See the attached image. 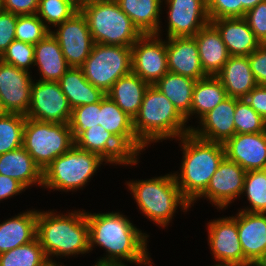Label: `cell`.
<instances>
[{"mask_svg":"<svg viewBox=\"0 0 266 266\" xmlns=\"http://www.w3.org/2000/svg\"><path fill=\"white\" fill-rule=\"evenodd\" d=\"M79 149L100 155L107 164H122L123 166L139 163L137 159L112 133L102 125L88 128L76 140Z\"/></svg>","mask_w":266,"mask_h":266,"instance_id":"cell-17","label":"cell"},{"mask_svg":"<svg viewBox=\"0 0 266 266\" xmlns=\"http://www.w3.org/2000/svg\"><path fill=\"white\" fill-rule=\"evenodd\" d=\"M246 173L239 164L225 157L212 175L206 190L197 199L205 197L217 209H226L228 204L241 197Z\"/></svg>","mask_w":266,"mask_h":266,"instance_id":"cell-16","label":"cell"},{"mask_svg":"<svg viewBox=\"0 0 266 266\" xmlns=\"http://www.w3.org/2000/svg\"><path fill=\"white\" fill-rule=\"evenodd\" d=\"M223 145L225 157L246 172L266 169V131L235 134Z\"/></svg>","mask_w":266,"mask_h":266,"instance_id":"cell-18","label":"cell"},{"mask_svg":"<svg viewBox=\"0 0 266 266\" xmlns=\"http://www.w3.org/2000/svg\"><path fill=\"white\" fill-rule=\"evenodd\" d=\"M109 266H127V265H125V263H124V264H112V265H109Z\"/></svg>","mask_w":266,"mask_h":266,"instance_id":"cell-56","label":"cell"},{"mask_svg":"<svg viewBox=\"0 0 266 266\" xmlns=\"http://www.w3.org/2000/svg\"><path fill=\"white\" fill-rule=\"evenodd\" d=\"M251 71L260 86H266V44H261L249 56Z\"/></svg>","mask_w":266,"mask_h":266,"instance_id":"cell-45","label":"cell"},{"mask_svg":"<svg viewBox=\"0 0 266 266\" xmlns=\"http://www.w3.org/2000/svg\"><path fill=\"white\" fill-rule=\"evenodd\" d=\"M210 23L218 30L230 56H249L261 45L244 17L220 18Z\"/></svg>","mask_w":266,"mask_h":266,"instance_id":"cell-23","label":"cell"},{"mask_svg":"<svg viewBox=\"0 0 266 266\" xmlns=\"http://www.w3.org/2000/svg\"><path fill=\"white\" fill-rule=\"evenodd\" d=\"M72 108L59 82L35 80L27 118L42 122L69 124Z\"/></svg>","mask_w":266,"mask_h":266,"instance_id":"cell-10","label":"cell"},{"mask_svg":"<svg viewBox=\"0 0 266 266\" xmlns=\"http://www.w3.org/2000/svg\"><path fill=\"white\" fill-rule=\"evenodd\" d=\"M194 38L204 73L215 76L230 57L218 30L209 23L201 28Z\"/></svg>","mask_w":266,"mask_h":266,"instance_id":"cell-24","label":"cell"},{"mask_svg":"<svg viewBox=\"0 0 266 266\" xmlns=\"http://www.w3.org/2000/svg\"><path fill=\"white\" fill-rule=\"evenodd\" d=\"M177 140L181 143L183 159L180 174L176 172L174 176L182 196L192 206L225 158V149L222 143L198 138L192 132Z\"/></svg>","mask_w":266,"mask_h":266,"instance_id":"cell-3","label":"cell"},{"mask_svg":"<svg viewBox=\"0 0 266 266\" xmlns=\"http://www.w3.org/2000/svg\"><path fill=\"white\" fill-rule=\"evenodd\" d=\"M81 68L93 86L107 93L119 78L132 72L131 47L94 43Z\"/></svg>","mask_w":266,"mask_h":266,"instance_id":"cell-9","label":"cell"},{"mask_svg":"<svg viewBox=\"0 0 266 266\" xmlns=\"http://www.w3.org/2000/svg\"><path fill=\"white\" fill-rule=\"evenodd\" d=\"M108 1H117V0H85V4H90L95 2H108Z\"/></svg>","mask_w":266,"mask_h":266,"instance_id":"cell-52","label":"cell"},{"mask_svg":"<svg viewBox=\"0 0 266 266\" xmlns=\"http://www.w3.org/2000/svg\"><path fill=\"white\" fill-rule=\"evenodd\" d=\"M244 18L261 44H266V0L248 10Z\"/></svg>","mask_w":266,"mask_h":266,"instance_id":"cell-43","label":"cell"},{"mask_svg":"<svg viewBox=\"0 0 266 266\" xmlns=\"http://www.w3.org/2000/svg\"><path fill=\"white\" fill-rule=\"evenodd\" d=\"M74 145L69 124L42 122L26 117L23 147L42 171Z\"/></svg>","mask_w":266,"mask_h":266,"instance_id":"cell-8","label":"cell"},{"mask_svg":"<svg viewBox=\"0 0 266 266\" xmlns=\"http://www.w3.org/2000/svg\"><path fill=\"white\" fill-rule=\"evenodd\" d=\"M117 3L142 35L162 34L159 25L163 0H117Z\"/></svg>","mask_w":266,"mask_h":266,"instance_id":"cell-30","label":"cell"},{"mask_svg":"<svg viewBox=\"0 0 266 266\" xmlns=\"http://www.w3.org/2000/svg\"><path fill=\"white\" fill-rule=\"evenodd\" d=\"M3 9V2L0 0V11Z\"/></svg>","mask_w":266,"mask_h":266,"instance_id":"cell-58","label":"cell"},{"mask_svg":"<svg viewBox=\"0 0 266 266\" xmlns=\"http://www.w3.org/2000/svg\"><path fill=\"white\" fill-rule=\"evenodd\" d=\"M37 210H27L0 223V254L36 239Z\"/></svg>","mask_w":266,"mask_h":266,"instance_id":"cell-27","label":"cell"},{"mask_svg":"<svg viewBox=\"0 0 266 266\" xmlns=\"http://www.w3.org/2000/svg\"><path fill=\"white\" fill-rule=\"evenodd\" d=\"M52 211H37L36 238L49 262H57L53 260L54 256L69 257L89 253V226L86 211H71L68 215L63 213L59 215Z\"/></svg>","mask_w":266,"mask_h":266,"instance_id":"cell-2","label":"cell"},{"mask_svg":"<svg viewBox=\"0 0 266 266\" xmlns=\"http://www.w3.org/2000/svg\"><path fill=\"white\" fill-rule=\"evenodd\" d=\"M56 27V31L50 30V33L59 43L67 64L81 67L94 45L86 17L79 10Z\"/></svg>","mask_w":266,"mask_h":266,"instance_id":"cell-12","label":"cell"},{"mask_svg":"<svg viewBox=\"0 0 266 266\" xmlns=\"http://www.w3.org/2000/svg\"><path fill=\"white\" fill-rule=\"evenodd\" d=\"M235 106L236 98L228 96L199 120L200 128L192 127L191 132L198 138L224 144L236 134Z\"/></svg>","mask_w":266,"mask_h":266,"instance_id":"cell-19","label":"cell"},{"mask_svg":"<svg viewBox=\"0 0 266 266\" xmlns=\"http://www.w3.org/2000/svg\"><path fill=\"white\" fill-rule=\"evenodd\" d=\"M265 0H241L242 2V17H245V14L248 10L254 8L258 3Z\"/></svg>","mask_w":266,"mask_h":266,"instance_id":"cell-49","label":"cell"},{"mask_svg":"<svg viewBox=\"0 0 266 266\" xmlns=\"http://www.w3.org/2000/svg\"><path fill=\"white\" fill-rule=\"evenodd\" d=\"M100 125L112 133L136 158L145 146L136 138L133 119L107 95L100 100Z\"/></svg>","mask_w":266,"mask_h":266,"instance_id":"cell-22","label":"cell"},{"mask_svg":"<svg viewBox=\"0 0 266 266\" xmlns=\"http://www.w3.org/2000/svg\"><path fill=\"white\" fill-rule=\"evenodd\" d=\"M186 119L154 85L147 88L138 114L133 119L136 138L147 147L159 140L177 139L191 132Z\"/></svg>","mask_w":266,"mask_h":266,"instance_id":"cell-4","label":"cell"},{"mask_svg":"<svg viewBox=\"0 0 266 266\" xmlns=\"http://www.w3.org/2000/svg\"><path fill=\"white\" fill-rule=\"evenodd\" d=\"M3 10L17 16L36 14L39 0H2Z\"/></svg>","mask_w":266,"mask_h":266,"instance_id":"cell-46","label":"cell"},{"mask_svg":"<svg viewBox=\"0 0 266 266\" xmlns=\"http://www.w3.org/2000/svg\"><path fill=\"white\" fill-rule=\"evenodd\" d=\"M49 33L50 30L37 14L17 16L15 40L35 45Z\"/></svg>","mask_w":266,"mask_h":266,"instance_id":"cell-39","label":"cell"},{"mask_svg":"<svg viewBox=\"0 0 266 266\" xmlns=\"http://www.w3.org/2000/svg\"><path fill=\"white\" fill-rule=\"evenodd\" d=\"M26 188L16 179L0 174V201L20 194Z\"/></svg>","mask_w":266,"mask_h":266,"instance_id":"cell-48","label":"cell"},{"mask_svg":"<svg viewBox=\"0 0 266 266\" xmlns=\"http://www.w3.org/2000/svg\"><path fill=\"white\" fill-rule=\"evenodd\" d=\"M168 70L199 80L206 77L194 36L166 38Z\"/></svg>","mask_w":266,"mask_h":266,"instance_id":"cell-20","label":"cell"},{"mask_svg":"<svg viewBox=\"0 0 266 266\" xmlns=\"http://www.w3.org/2000/svg\"><path fill=\"white\" fill-rule=\"evenodd\" d=\"M254 266H266V251L263 253L262 257L256 262Z\"/></svg>","mask_w":266,"mask_h":266,"instance_id":"cell-51","label":"cell"},{"mask_svg":"<svg viewBox=\"0 0 266 266\" xmlns=\"http://www.w3.org/2000/svg\"><path fill=\"white\" fill-rule=\"evenodd\" d=\"M215 76L224 86L227 95L237 99H244L258 85L248 56H230Z\"/></svg>","mask_w":266,"mask_h":266,"instance_id":"cell-25","label":"cell"},{"mask_svg":"<svg viewBox=\"0 0 266 266\" xmlns=\"http://www.w3.org/2000/svg\"><path fill=\"white\" fill-rule=\"evenodd\" d=\"M197 80L167 72L154 86L158 88L186 119L191 117L193 89Z\"/></svg>","mask_w":266,"mask_h":266,"instance_id":"cell-32","label":"cell"},{"mask_svg":"<svg viewBox=\"0 0 266 266\" xmlns=\"http://www.w3.org/2000/svg\"><path fill=\"white\" fill-rule=\"evenodd\" d=\"M0 174L16 179L26 189L42 187L43 171L23 146L0 155Z\"/></svg>","mask_w":266,"mask_h":266,"instance_id":"cell-26","label":"cell"},{"mask_svg":"<svg viewBox=\"0 0 266 266\" xmlns=\"http://www.w3.org/2000/svg\"><path fill=\"white\" fill-rule=\"evenodd\" d=\"M89 250L94 246L103 247L107 252L97 263L152 266L147 252L148 234L136 228L133 223L119 212L88 213ZM124 262H123V261Z\"/></svg>","mask_w":266,"mask_h":266,"instance_id":"cell-1","label":"cell"},{"mask_svg":"<svg viewBox=\"0 0 266 266\" xmlns=\"http://www.w3.org/2000/svg\"><path fill=\"white\" fill-rule=\"evenodd\" d=\"M3 113H5V112H4V110H3L2 106H1V103H0V115H2Z\"/></svg>","mask_w":266,"mask_h":266,"instance_id":"cell-57","label":"cell"},{"mask_svg":"<svg viewBox=\"0 0 266 266\" xmlns=\"http://www.w3.org/2000/svg\"><path fill=\"white\" fill-rule=\"evenodd\" d=\"M210 21L220 18L242 17L241 0H207Z\"/></svg>","mask_w":266,"mask_h":266,"instance_id":"cell-42","label":"cell"},{"mask_svg":"<svg viewBox=\"0 0 266 266\" xmlns=\"http://www.w3.org/2000/svg\"><path fill=\"white\" fill-rule=\"evenodd\" d=\"M132 72L154 85L168 70L166 40L156 34L142 35L131 47Z\"/></svg>","mask_w":266,"mask_h":266,"instance_id":"cell-11","label":"cell"},{"mask_svg":"<svg viewBox=\"0 0 266 266\" xmlns=\"http://www.w3.org/2000/svg\"><path fill=\"white\" fill-rule=\"evenodd\" d=\"M126 183L144 216L163 228L170 223L178 206L183 212L191 207L182 196L174 173Z\"/></svg>","mask_w":266,"mask_h":266,"instance_id":"cell-5","label":"cell"},{"mask_svg":"<svg viewBox=\"0 0 266 266\" xmlns=\"http://www.w3.org/2000/svg\"><path fill=\"white\" fill-rule=\"evenodd\" d=\"M47 263L49 260L37 238L0 254V266H45Z\"/></svg>","mask_w":266,"mask_h":266,"instance_id":"cell-34","label":"cell"},{"mask_svg":"<svg viewBox=\"0 0 266 266\" xmlns=\"http://www.w3.org/2000/svg\"><path fill=\"white\" fill-rule=\"evenodd\" d=\"M58 82L72 109L97 103L106 95L85 78L81 67H70Z\"/></svg>","mask_w":266,"mask_h":266,"instance_id":"cell-29","label":"cell"},{"mask_svg":"<svg viewBox=\"0 0 266 266\" xmlns=\"http://www.w3.org/2000/svg\"><path fill=\"white\" fill-rule=\"evenodd\" d=\"M228 97L227 92L216 76L207 75L196 81L191 104V116L199 120Z\"/></svg>","mask_w":266,"mask_h":266,"instance_id":"cell-33","label":"cell"},{"mask_svg":"<svg viewBox=\"0 0 266 266\" xmlns=\"http://www.w3.org/2000/svg\"><path fill=\"white\" fill-rule=\"evenodd\" d=\"M45 266H64V265H61V264L56 263V262H49Z\"/></svg>","mask_w":266,"mask_h":266,"instance_id":"cell-53","label":"cell"},{"mask_svg":"<svg viewBox=\"0 0 266 266\" xmlns=\"http://www.w3.org/2000/svg\"><path fill=\"white\" fill-rule=\"evenodd\" d=\"M26 116L15 113L0 115V155L23 146Z\"/></svg>","mask_w":266,"mask_h":266,"instance_id":"cell-35","label":"cell"},{"mask_svg":"<svg viewBox=\"0 0 266 266\" xmlns=\"http://www.w3.org/2000/svg\"><path fill=\"white\" fill-rule=\"evenodd\" d=\"M168 7L166 38L194 36L210 23L207 0H163Z\"/></svg>","mask_w":266,"mask_h":266,"instance_id":"cell-15","label":"cell"},{"mask_svg":"<svg viewBox=\"0 0 266 266\" xmlns=\"http://www.w3.org/2000/svg\"><path fill=\"white\" fill-rule=\"evenodd\" d=\"M80 11L86 17L94 43L132 47L142 36L117 1L85 4Z\"/></svg>","mask_w":266,"mask_h":266,"instance_id":"cell-6","label":"cell"},{"mask_svg":"<svg viewBox=\"0 0 266 266\" xmlns=\"http://www.w3.org/2000/svg\"><path fill=\"white\" fill-rule=\"evenodd\" d=\"M208 245L218 264L245 266V256L238 236L237 214L208 222Z\"/></svg>","mask_w":266,"mask_h":266,"instance_id":"cell-14","label":"cell"},{"mask_svg":"<svg viewBox=\"0 0 266 266\" xmlns=\"http://www.w3.org/2000/svg\"><path fill=\"white\" fill-rule=\"evenodd\" d=\"M237 228L245 266H254L266 251V213L239 210Z\"/></svg>","mask_w":266,"mask_h":266,"instance_id":"cell-21","label":"cell"},{"mask_svg":"<svg viewBox=\"0 0 266 266\" xmlns=\"http://www.w3.org/2000/svg\"><path fill=\"white\" fill-rule=\"evenodd\" d=\"M149 84L131 72L119 78L106 93L132 119L138 114Z\"/></svg>","mask_w":266,"mask_h":266,"instance_id":"cell-31","label":"cell"},{"mask_svg":"<svg viewBox=\"0 0 266 266\" xmlns=\"http://www.w3.org/2000/svg\"><path fill=\"white\" fill-rule=\"evenodd\" d=\"M33 81L29 72L0 60V103L5 113L26 116Z\"/></svg>","mask_w":266,"mask_h":266,"instance_id":"cell-13","label":"cell"},{"mask_svg":"<svg viewBox=\"0 0 266 266\" xmlns=\"http://www.w3.org/2000/svg\"><path fill=\"white\" fill-rule=\"evenodd\" d=\"M244 99L261 117L266 120V86L257 85Z\"/></svg>","mask_w":266,"mask_h":266,"instance_id":"cell-47","label":"cell"},{"mask_svg":"<svg viewBox=\"0 0 266 266\" xmlns=\"http://www.w3.org/2000/svg\"><path fill=\"white\" fill-rule=\"evenodd\" d=\"M93 266V265H92ZM94 266H109L108 264H103V263H95Z\"/></svg>","mask_w":266,"mask_h":266,"instance_id":"cell-55","label":"cell"},{"mask_svg":"<svg viewBox=\"0 0 266 266\" xmlns=\"http://www.w3.org/2000/svg\"><path fill=\"white\" fill-rule=\"evenodd\" d=\"M103 162L107 163L100 155L74 145L43 170L42 187L61 192L82 189Z\"/></svg>","mask_w":266,"mask_h":266,"instance_id":"cell-7","label":"cell"},{"mask_svg":"<svg viewBox=\"0 0 266 266\" xmlns=\"http://www.w3.org/2000/svg\"><path fill=\"white\" fill-rule=\"evenodd\" d=\"M16 24L17 15L3 9L0 11V57L15 40Z\"/></svg>","mask_w":266,"mask_h":266,"instance_id":"cell-44","label":"cell"},{"mask_svg":"<svg viewBox=\"0 0 266 266\" xmlns=\"http://www.w3.org/2000/svg\"><path fill=\"white\" fill-rule=\"evenodd\" d=\"M75 5L79 10L85 5V0H68Z\"/></svg>","mask_w":266,"mask_h":266,"instance_id":"cell-50","label":"cell"},{"mask_svg":"<svg viewBox=\"0 0 266 266\" xmlns=\"http://www.w3.org/2000/svg\"><path fill=\"white\" fill-rule=\"evenodd\" d=\"M78 11L79 9L68 0H39L36 14L51 30L50 25L56 27Z\"/></svg>","mask_w":266,"mask_h":266,"instance_id":"cell-37","label":"cell"},{"mask_svg":"<svg viewBox=\"0 0 266 266\" xmlns=\"http://www.w3.org/2000/svg\"><path fill=\"white\" fill-rule=\"evenodd\" d=\"M234 125L236 134L260 133L266 131V120L261 117L245 99L236 98Z\"/></svg>","mask_w":266,"mask_h":266,"instance_id":"cell-38","label":"cell"},{"mask_svg":"<svg viewBox=\"0 0 266 266\" xmlns=\"http://www.w3.org/2000/svg\"><path fill=\"white\" fill-rule=\"evenodd\" d=\"M36 65L41 81L58 82L70 68L59 43L51 33L34 45V66Z\"/></svg>","mask_w":266,"mask_h":266,"instance_id":"cell-28","label":"cell"},{"mask_svg":"<svg viewBox=\"0 0 266 266\" xmlns=\"http://www.w3.org/2000/svg\"><path fill=\"white\" fill-rule=\"evenodd\" d=\"M212 266H239V265H234V264H215Z\"/></svg>","mask_w":266,"mask_h":266,"instance_id":"cell-54","label":"cell"},{"mask_svg":"<svg viewBox=\"0 0 266 266\" xmlns=\"http://www.w3.org/2000/svg\"><path fill=\"white\" fill-rule=\"evenodd\" d=\"M0 60L30 73L29 67L34 66V45L13 40Z\"/></svg>","mask_w":266,"mask_h":266,"instance_id":"cell-41","label":"cell"},{"mask_svg":"<svg viewBox=\"0 0 266 266\" xmlns=\"http://www.w3.org/2000/svg\"><path fill=\"white\" fill-rule=\"evenodd\" d=\"M100 125V101L72 109L69 126L75 141L88 128Z\"/></svg>","mask_w":266,"mask_h":266,"instance_id":"cell-40","label":"cell"},{"mask_svg":"<svg viewBox=\"0 0 266 266\" xmlns=\"http://www.w3.org/2000/svg\"><path fill=\"white\" fill-rule=\"evenodd\" d=\"M242 194L247 196L250 207L240 211L266 213V169L246 173Z\"/></svg>","mask_w":266,"mask_h":266,"instance_id":"cell-36","label":"cell"}]
</instances>
